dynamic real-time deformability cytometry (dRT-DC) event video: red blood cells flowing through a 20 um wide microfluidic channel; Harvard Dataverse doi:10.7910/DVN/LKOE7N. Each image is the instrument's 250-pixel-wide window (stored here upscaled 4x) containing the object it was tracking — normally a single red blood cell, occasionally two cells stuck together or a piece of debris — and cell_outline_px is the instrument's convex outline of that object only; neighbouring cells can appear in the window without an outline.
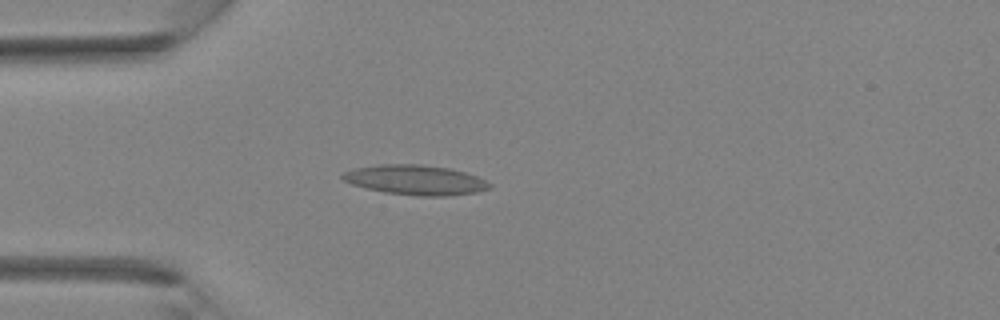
{"species": "Egyptian fruit bat (a non-hibernating species)", "species_latin": "Rousettus aegyptiacus", "temperature_condition": "room temperature", "stored_images_in_passage": 27, "camera_frame_rate_fps": 3000, "um_per_image_px": 0.085, "animal": {"sex": "female"}, "frame": {"image": 1, "passage_image": 3, "time_ms": 0.667, "image_size_px": [1000, 320], "cell_outline_px": [[492, 188], [476, 192], [448, 196], [416, 196], [384, 192], [352, 184], [344, 180], [340, 176], [344, 172], [356, 168], [380, 164], [420, 164], [448, 168], [464, 172], [476, 176], [492, 184]], "centroid_in_image_um": [35.33, 15.3], "position_along_channel_um": 49.7, "area_um2": 25.43}}
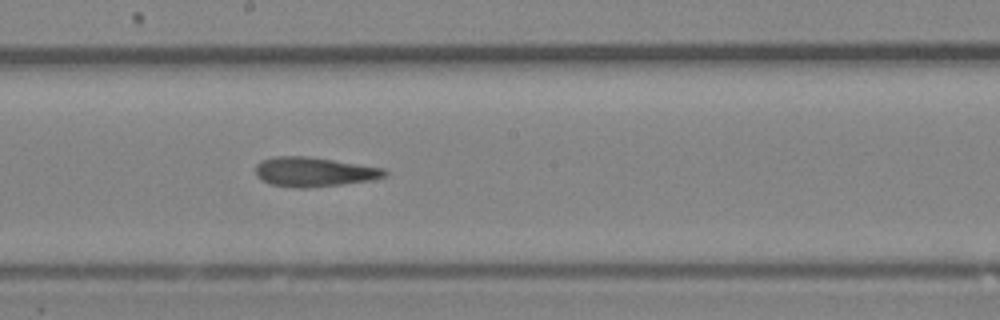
{"frame": {"image": 2, "passage_image": 13, "time_ms": 4.0, "image_size_px": [1000, 320], "cell_outline_px": [[388, 176], [376, 180], [308, 188], [296, 188], [268, 184], [260, 180], [256, 176], [256, 164], [260, 160], [272, 156], [308, 156], [384, 168], [388, 172]], "centroid_in_image_um": [26.68, 14.62], "position_along_channel_um": 221.5, "area_um2": 22.6}}
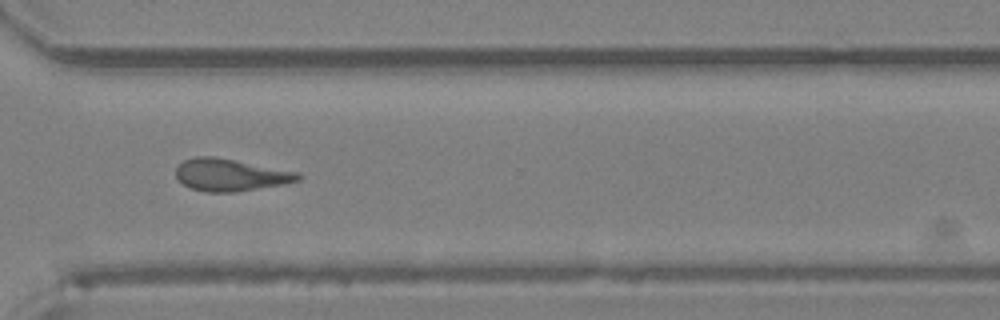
{"frame": {"image": 3, "passage_image": 20, "time_ms": 6.333, "image_size_px": [1000, 320], "cell_outline_px": [[304, 176], [300, 180], [284, 184], [236, 192], [204, 192], [192, 188], [184, 184], [176, 176], [176, 168], [184, 160], [196, 156], [212, 156], [300, 172]], "centroid_in_image_um": [19.63, 14.87], "position_along_channel_um": 351.0, "area_um2": 22.89}}